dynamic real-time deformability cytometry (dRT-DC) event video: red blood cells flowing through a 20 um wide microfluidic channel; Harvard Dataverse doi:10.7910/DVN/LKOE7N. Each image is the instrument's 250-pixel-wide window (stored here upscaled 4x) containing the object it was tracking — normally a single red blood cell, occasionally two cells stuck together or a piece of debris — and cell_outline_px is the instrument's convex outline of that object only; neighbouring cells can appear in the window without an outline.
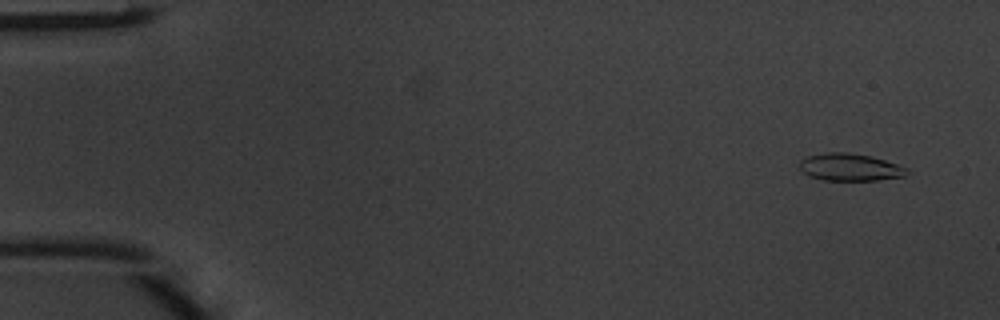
{"species": "common noctule bat (a hibernating species)", "species_latin": "Nyctalus noctula", "temperature_condition": "warm", "stored_images_in_passage": 50, "camera_frame_rate_fps": 3000, "um_per_image_px": 0.085, "animal": {"sex": "male", "body_mass_g": 20.1, "forearm_length_mm": 53.5}, "frame": {"image": 1, "passage_image": 4, "time_ms": 1.0, "image_size_px": [1000, 320], "cell_outline_px": [[908, 172], [904, 176], [880, 180], [824, 180], [808, 176], [800, 168], [800, 160], [808, 156], [828, 152], [848, 152], [872, 156], [908, 168]], "centroid_in_image_um": [72.25, 14.21], "position_along_channel_um": 12.8, "area_um2": 17.05}}
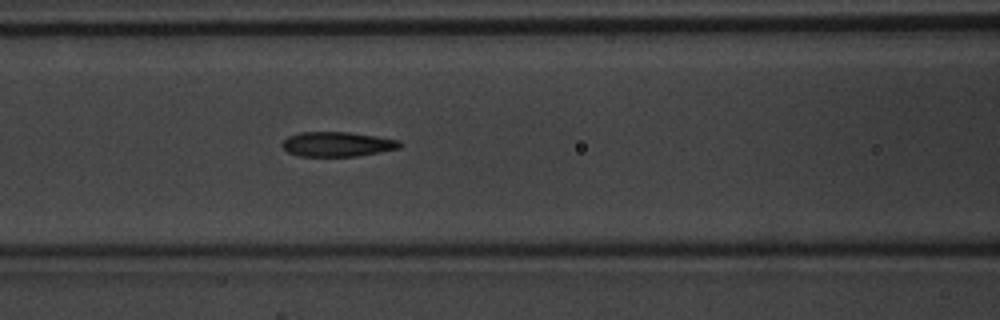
{"frame": {"image": 2, "passage_image": 22, "time_ms": 7.0, "image_size_px": [1000, 320], "cell_outline_px": [[400, 148], [380, 152], [356, 156], [300, 156], [288, 152], [280, 144], [288, 136], [300, 132], [348, 132], [376, 136], [400, 140]], "centroid_in_image_um": [28.66, 12.25], "position_along_channel_um": 137.9, "area_um2": 16.88}}
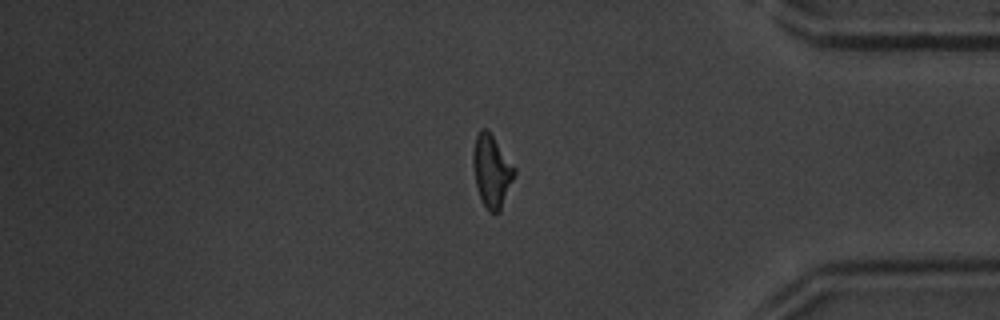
{"frame": {"image": 3, "passage_image": 42, "time_ms": 13.667, "image_size_px": [1000, 320], "cell_outline_px": [[516, 172], [500, 212], [488, 212], [480, 200], [476, 184], [472, 164], [472, 152], [476, 136], [480, 128], [484, 128], [492, 136], [516, 168]], "centroid_in_image_um": [41.78, 14.57], "position_along_channel_um": 393.4, "area_um2": 17.4}, "authors_computed_cell_mechanics": {"area_um2": 17.2533, "velocity_mm_per_s": 4.1859, "shape_relaxation_time_tau1_ms": 3.552, "shape_relaxation_time_tau2_ms": 1.5284, "deformation_change_tau1": 0.1856, "deformation_change_tau2": 0.0968}}